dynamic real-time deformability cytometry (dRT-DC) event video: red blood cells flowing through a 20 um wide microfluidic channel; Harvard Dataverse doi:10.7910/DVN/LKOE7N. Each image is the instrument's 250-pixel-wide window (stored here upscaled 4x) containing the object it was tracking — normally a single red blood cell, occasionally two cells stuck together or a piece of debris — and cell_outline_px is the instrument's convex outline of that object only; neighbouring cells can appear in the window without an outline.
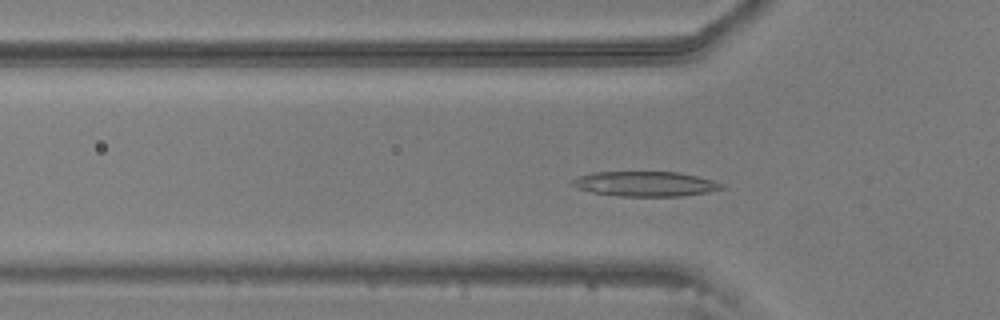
{"species": "common noctule bat (a hibernating species)", "species_latin": "Nyctalus noctula", "temperature_condition": "warm", "stored_images_in_passage": 55, "camera_frame_rate_fps": 3000, "um_per_image_px": 0.085, "animal": {"sex": "male", "body_mass_g": 20.5, "forearm_length_mm": 52.5}, "frame": {"image": 1, "passage_image": 17, "time_ms": 5.333, "image_size_px": [1000, 320], "cell_outline_px": [[728, 188], [708, 192], [680, 196], [616, 196], [592, 192], [580, 188], [572, 184], [572, 180], [576, 176], [592, 172], [680, 172], [712, 180], [724, 184]], "centroid_in_image_um": [54.88, 15.63], "position_along_channel_um": 70.9, "area_um2": 21.73}}
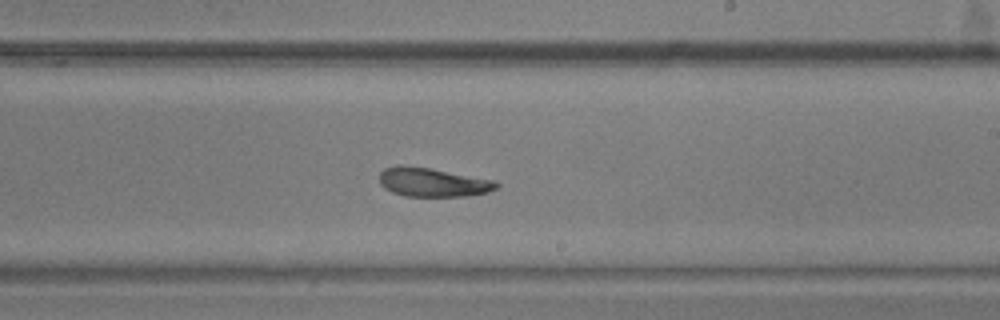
{"frame": {"image": 2, "passage_image": 32, "time_ms": 10.333, "image_size_px": [1000, 320], "cell_outline_px": [[500, 184], [496, 188], [488, 192], [464, 196], [404, 196], [392, 192], [384, 188], [380, 184], [380, 172], [384, 168], [396, 164], [400, 164], [428, 168], [496, 180]], "centroid_in_image_um": [36.75, 15.48], "position_along_channel_um": 252.2, "area_um2": 19.77}}
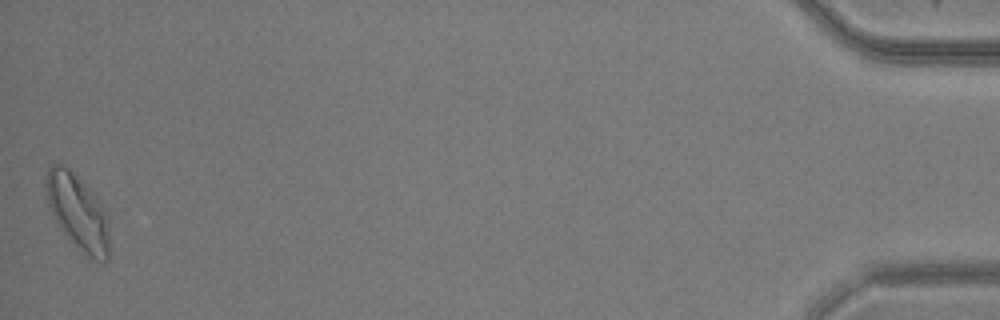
{"frame": {"image": 3, "passage_image": 55, "time_ms": 18.0, "image_size_px": [1000, 320], "cell_outline_px": [[108, 260], [104, 264], [96, 260], [76, 244], [60, 228], [48, 204], [44, 188], [44, 176], [48, 164], [64, 164], [100, 200], [108, 212]], "centroid_in_image_um": [6.59, 17.94], "position_along_channel_um": 428.6, "area_um2": 27.69}, "authors_computed_cell_mechanics": {"area_um2": 21.386, "velocity_mm_per_s": 3.6045, "shape_relaxation_time_tau1_ms": 3.3815, "shape_relaxation_time_tau2_ms": 9.0313, "deformation_change_tau1": 0.1273, "deformation_change_tau2": 0.1921}}